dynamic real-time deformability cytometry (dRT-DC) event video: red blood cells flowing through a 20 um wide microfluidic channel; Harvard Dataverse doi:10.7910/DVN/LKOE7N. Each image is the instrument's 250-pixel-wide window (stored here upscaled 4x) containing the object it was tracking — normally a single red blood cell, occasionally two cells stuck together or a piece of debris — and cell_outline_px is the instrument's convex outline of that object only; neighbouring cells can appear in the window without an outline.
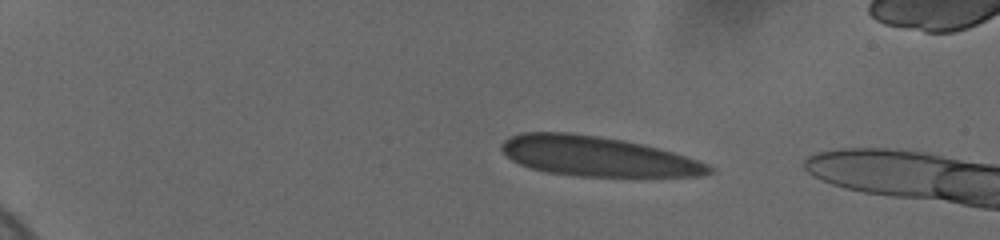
{"species": "human", "species_latin": "Homo sapiens", "temperature_condition": "cold", "stored_images_in_passage": 9, "camera_frame_rate_fps": 3000, "um_per_image_px": 0.085, "donor": {"sex": "female"}, "frame": {"image": 1, "passage_image": 1, "time_ms": 0.0, "image_size_px": [1000, 240], "cell_outline_px": [[716, 172], [704, 176], [576, 176], [548, 172], [532, 168], [520, 164], [512, 160], [500, 148], [500, 144], [508, 136], [520, 132], [568, 132], [624, 140], [672, 152], [708, 164], [716, 168]], "centroid_in_image_um": [50.76, 13.29], "position_along_channel_um": 34.2, "area_um2": 47.97}}